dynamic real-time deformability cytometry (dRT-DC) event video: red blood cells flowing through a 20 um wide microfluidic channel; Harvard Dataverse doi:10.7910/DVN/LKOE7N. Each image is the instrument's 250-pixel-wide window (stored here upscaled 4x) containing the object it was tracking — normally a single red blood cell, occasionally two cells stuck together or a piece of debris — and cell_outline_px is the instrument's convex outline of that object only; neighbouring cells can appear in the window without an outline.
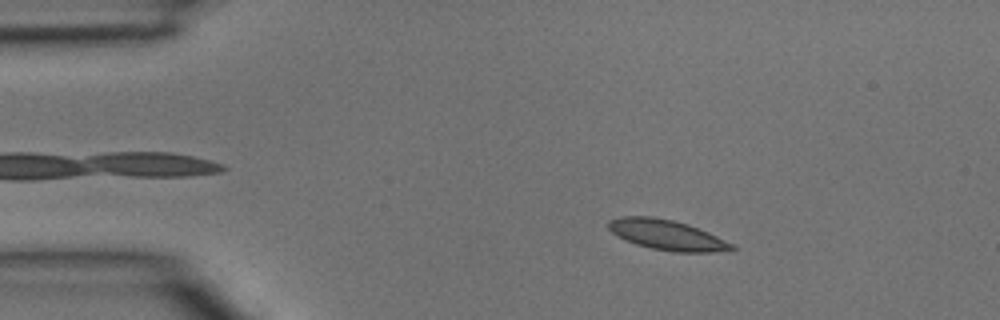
{"species": "common noctule bat (a hibernating species)", "species_latin": "Nyctalus noctula", "temperature_condition": "room temperature", "stored_images_in_passage": 4, "camera_frame_rate_fps": 3000, "um_per_image_px": 0.085, "animal": {"sex": "male", "body_mass_g": 15.6}, "frame": {"image": 1, "passage_image": 3, "time_ms": 0.667, "image_size_px": [1000, 320], "cell_outline_px": [[736, 248], [716, 252], [676, 252], [652, 248], [636, 244], [624, 240], [612, 232], [608, 228], [608, 220], [620, 216], [652, 216], [672, 220], [688, 224], [708, 232], [732, 244]], "centroid_in_image_um": [56.64, 19.96], "position_along_channel_um": 28.4, "area_um2": 21.5}}